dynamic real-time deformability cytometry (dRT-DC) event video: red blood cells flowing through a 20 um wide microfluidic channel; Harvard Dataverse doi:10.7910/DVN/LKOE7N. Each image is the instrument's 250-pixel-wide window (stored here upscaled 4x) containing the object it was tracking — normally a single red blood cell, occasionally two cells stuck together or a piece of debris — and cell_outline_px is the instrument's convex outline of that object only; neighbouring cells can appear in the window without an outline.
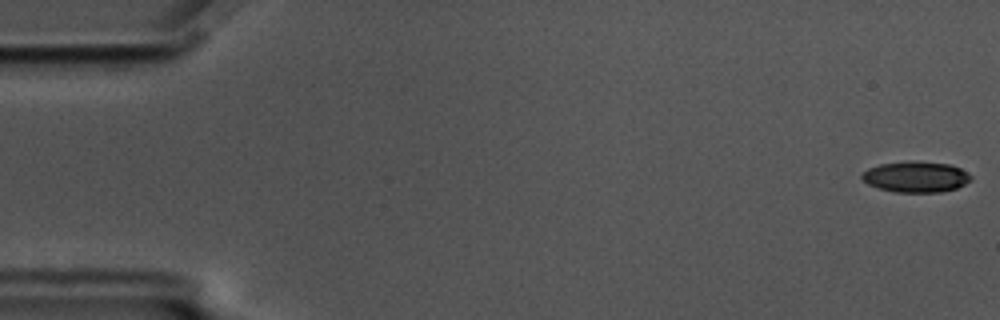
{"species": "common noctule bat (a hibernating species)", "species_latin": "Nyctalus noctula", "temperature_condition": "cold", "stored_images_in_passage": 58, "camera_frame_rate_fps": 3000, "um_per_image_px": 0.085, "animal": {"sex": "male", "body_mass_g": 17.5, "forearm_length_mm": 52.3}, "frame": {"image": 1, "passage_image": 1, "time_ms": 0.0, "image_size_px": [1000, 320], "cell_outline_px": [[972, 180], [956, 188], [940, 192], [896, 192], [880, 188], [868, 184], [860, 176], [868, 168], [880, 164], [912, 160], [952, 164], [960, 168], [972, 176]], "centroid_in_image_um": [77.87, 15.01], "position_along_channel_um": 7.1, "area_um2": 19.65}}
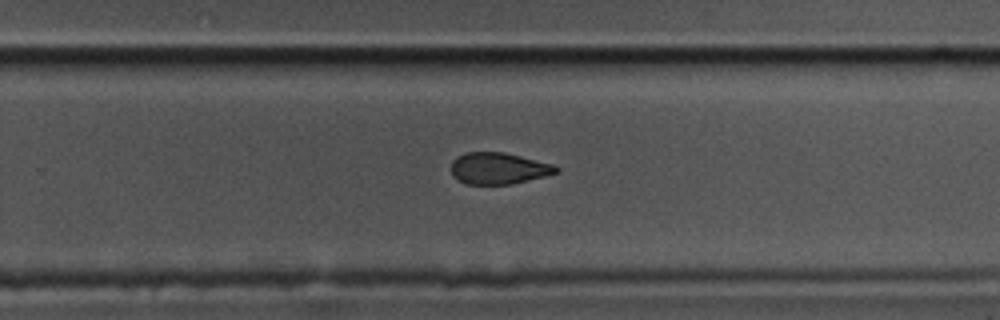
{"frame": {"image": 2, "passage_image": 37, "time_ms": 12.0, "image_size_px": [1000, 320], "cell_outline_px": [[560, 168], [556, 172], [544, 176], [512, 184], [464, 184], [452, 176], [452, 160], [456, 156], [464, 152], [504, 152], [552, 164]], "centroid_in_image_um": [42.32, 14.31], "position_along_channel_um": 287.5, "area_um2": 19.25}}
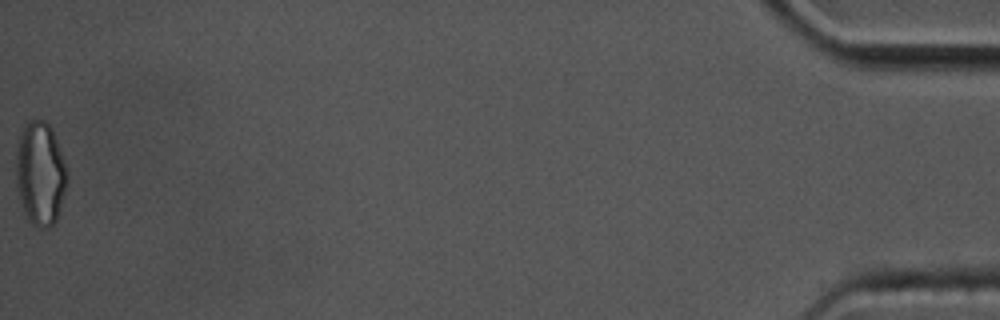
{"frame": {"image": 3, "passage_image": 58, "time_ms": 19.0, "image_size_px": [1000, 320], "cell_outline_px": [[68, 184], [56, 220], [48, 228], [36, 228], [28, 220], [24, 212], [16, 184], [16, 148], [20, 136], [28, 120], [44, 120], [52, 128], [68, 172]], "centroid_in_image_um": [3.43, 14.77], "position_along_channel_um": 431.8, "area_um2": 30.98}, "authors_computed_cell_mechanics": {"area_um2": 21.4149, "velocity_mm_per_s": 3.5017, "shape_relaxation_time_tau1_ms": 7.3643, "shape_relaxation_time_tau2_ms": 3.4794, "deformation_change_tau1": 0.1593, "deformation_change_tau2": 0.0981}}